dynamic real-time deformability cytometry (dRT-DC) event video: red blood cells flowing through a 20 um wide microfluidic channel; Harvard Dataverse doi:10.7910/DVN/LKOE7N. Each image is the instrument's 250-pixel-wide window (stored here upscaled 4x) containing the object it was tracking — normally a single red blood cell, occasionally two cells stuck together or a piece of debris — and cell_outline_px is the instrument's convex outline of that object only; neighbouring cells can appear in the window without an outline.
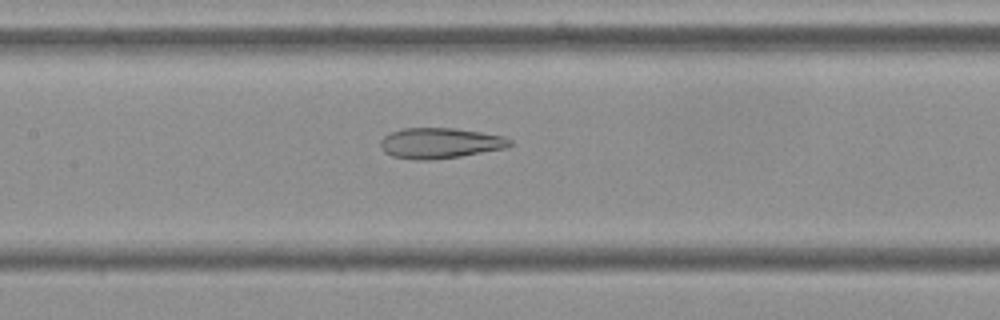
{"species": "Egyptian fruit bat (a non-hibernating species)", "species_latin": "Rousettus aegyptiacus", "temperature_condition": "cold", "stored_images_in_passage": 35, "camera_frame_rate_fps": 3000, "um_per_image_px": 0.085, "frame": {"image": 1, "passage_image": 13, "time_ms": 4.0, "image_size_px": [1000, 320], "cell_outline_px": [[512, 144], [504, 148], [460, 156], [432, 160], [416, 160], [392, 156], [384, 152], [380, 148], [380, 140], [388, 132], [404, 128], [456, 128], [504, 136], [512, 140]], "centroid_in_image_um": [37.35, 12.16], "position_along_channel_um": 170.0, "area_um2": 23.12}}
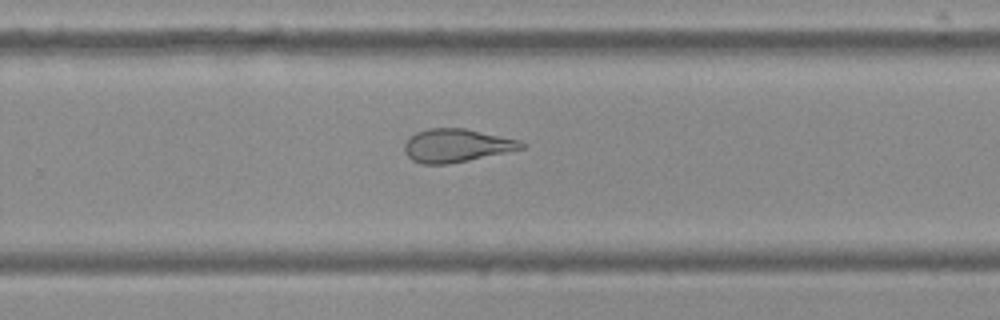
{"frame": {"image": 2, "passage_image": 23, "time_ms": 7.333, "image_size_px": [1000, 320], "cell_outline_px": [[528, 144], [524, 148], [508, 152], [448, 164], [420, 164], [412, 160], [404, 152], [404, 144], [416, 132], [428, 128], [464, 128], [520, 140]], "centroid_in_image_um": [38.81, 12.37], "position_along_channel_um": 291.0, "area_um2": 22.66}}
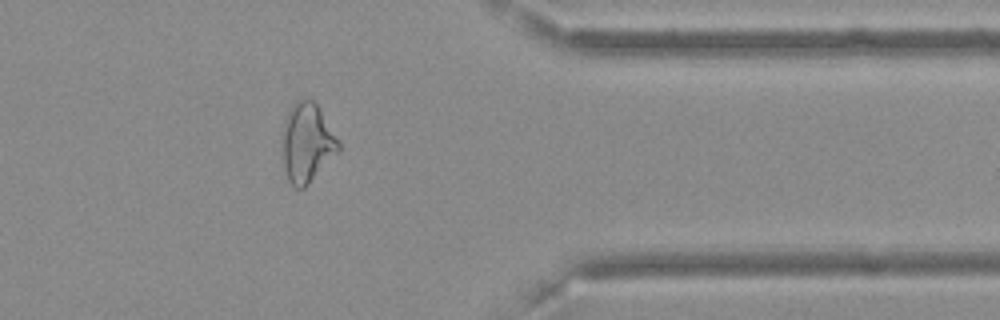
{"frame": {"image": 3, "passage_image": 32, "time_ms": 10.333, "image_size_px": [1000, 320], "cell_outline_px": [[340, 152], [304, 188], [296, 188], [288, 180], [284, 168], [280, 140], [284, 120], [288, 108], [296, 100], [312, 100], [320, 108], [340, 144]], "centroid_in_image_um": [26.06, 12.14], "position_along_channel_um": 385.3, "area_um2": 26.36}, "authors_computed_cell_mechanics": {"area_um2": 23.1778, "velocity_mm_per_s": 3.6424, "shape_relaxation_time_tau1_ms": null, "shape_relaxation_time_tau2_ms": 3.0423, "deformation_change_tau1": null, "deformation_change_tau2": 0.132}}